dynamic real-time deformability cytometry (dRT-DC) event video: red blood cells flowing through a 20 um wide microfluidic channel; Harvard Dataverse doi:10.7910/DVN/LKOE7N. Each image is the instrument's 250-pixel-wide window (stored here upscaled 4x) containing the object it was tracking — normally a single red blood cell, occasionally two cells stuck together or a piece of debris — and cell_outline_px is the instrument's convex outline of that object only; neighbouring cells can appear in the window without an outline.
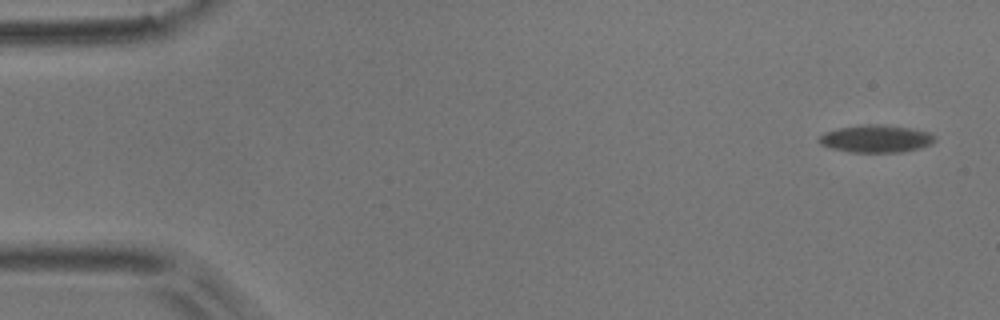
{"species": "common noctule bat (a hibernating species)", "species_latin": "Nyctalus noctula", "temperature_condition": "room temperature", "stored_images_in_passage": 6, "camera_frame_rate_fps": 3000, "um_per_image_px": 0.085, "animal": {"sex": "male", "body_mass_g": 17.9}, "frame": {"image": 1, "passage_image": 1, "time_ms": 0.0, "image_size_px": [1000, 320], "cell_outline_px": [[936, 140], [932, 144], [920, 148], [900, 152], [848, 152], [832, 148], [820, 144], [816, 140], [824, 132], [840, 128], [860, 124], [884, 124], [912, 128], [928, 132], [936, 136]], "centroid_in_image_um": [74.47, 11.78], "position_along_channel_um": 10.5, "area_um2": 18.79}}
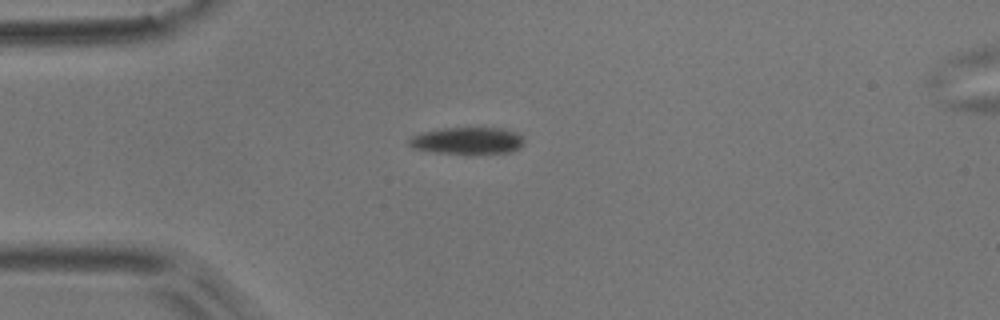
{"frame": {"image": 2, "passage_image": 5, "time_ms": 1.333, "image_size_px": [1000, 320], "cell_outline_px": [[524, 144], [520, 148], [512, 152], [432, 152], [412, 148], [408, 144], [408, 140], [412, 136], [420, 132], [444, 128], [504, 128], [516, 132], [524, 140]], "centroid_in_image_um": [39.71, 11.93], "position_along_channel_um": 45.3, "area_um2": 17.74}}